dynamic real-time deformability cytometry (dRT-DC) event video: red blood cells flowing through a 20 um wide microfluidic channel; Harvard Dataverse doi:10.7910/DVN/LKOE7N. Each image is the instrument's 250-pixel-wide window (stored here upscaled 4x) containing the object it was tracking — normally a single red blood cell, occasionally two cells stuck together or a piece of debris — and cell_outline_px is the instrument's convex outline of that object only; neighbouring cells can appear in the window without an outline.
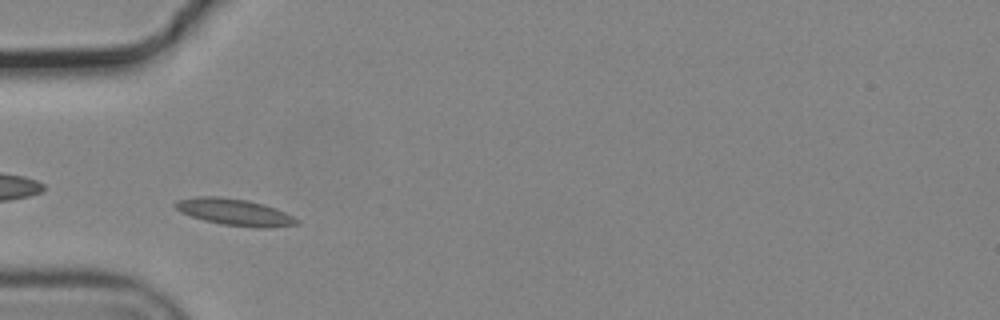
{"species": "common noctule bat (a hibernating species)", "species_latin": "Nyctalus noctula", "temperature_condition": "cold", "stored_images_in_passage": 38, "camera_frame_rate_fps": 3000, "um_per_image_px": 0.085, "animal": {"sex": "male", "body_mass_g": 19.2, "forearm_length_mm": 51.8}, "frame": {"image": 1, "passage_image": 2, "time_ms": 0.333, "image_size_px": [1000, 320], "cell_outline_px": [[300, 224], [272, 228], [256, 228], [224, 224], [204, 220], [180, 212], [172, 204], [176, 200], [196, 196], [216, 196], [248, 200], [264, 204], [276, 208], [300, 220]], "centroid_in_image_um": [19.96, 18.03], "position_along_channel_um": 65.0, "area_um2": 19.02}}
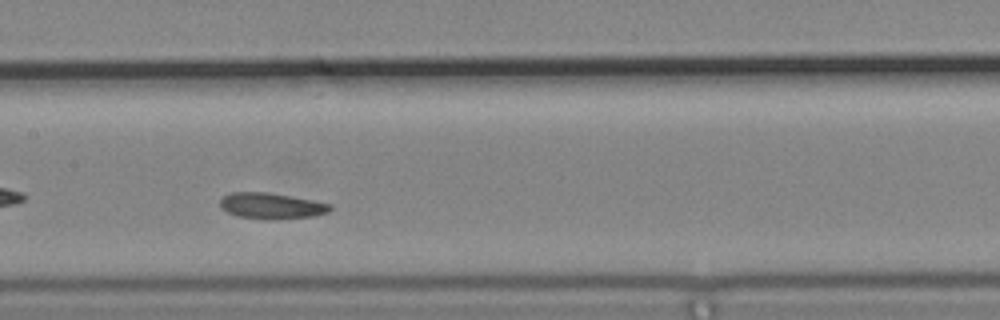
{"frame": {"image": 2, "passage_image": 12, "time_ms": 3.667, "image_size_px": [1000, 320], "cell_outline_px": [[332, 208], [328, 212], [312, 216], [276, 220], [268, 220], [240, 216], [228, 212], [220, 208], [220, 196], [232, 192], [268, 192], [312, 200], [332, 204]], "centroid_in_image_um": [23.05, 17.49], "position_along_channel_um": 184.4, "area_um2": 16.76}}
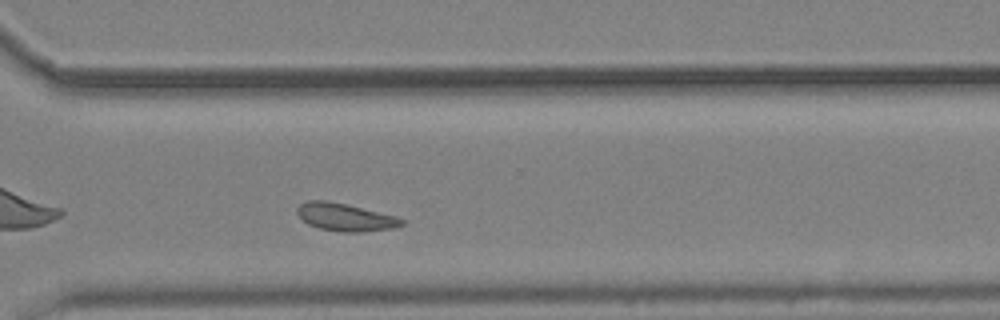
{"frame": {"image": 3, "passage_image": 25, "time_ms": 8.0, "image_size_px": [1000, 320], "cell_outline_px": [[404, 224], [392, 228], [364, 232], [340, 232], [320, 228], [308, 224], [296, 212], [296, 208], [300, 204], [308, 200], [324, 200], [344, 204], [396, 216], [404, 220]], "centroid_in_image_um": [29.33, 18.46], "position_along_channel_um": 341.3, "area_um2": 16.65}, "authors_computed_cell_mechanics": {"area_um2": 16.9065, "velocity_mm_per_s": 3.6271, "shape_relaxation_time_tau1_ms": null, "shape_relaxation_time_tau2_ms": 6.3887, "deformation_change_tau1": null, "deformation_change_tau2": 0.0933}}